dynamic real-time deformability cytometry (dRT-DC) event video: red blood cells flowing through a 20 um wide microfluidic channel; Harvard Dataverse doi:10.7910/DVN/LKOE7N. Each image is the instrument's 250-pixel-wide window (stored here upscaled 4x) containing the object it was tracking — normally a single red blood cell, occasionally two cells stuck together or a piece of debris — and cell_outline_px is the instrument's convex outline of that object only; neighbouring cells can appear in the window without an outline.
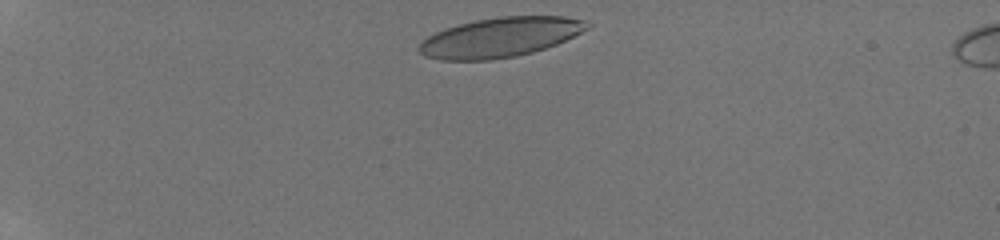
{"species": "human", "species_latin": "Homo sapiens", "temperature_condition": "room temperature", "stored_images_in_passage": 50, "camera_frame_rate_fps": 3000, "um_per_image_px": 0.085, "donor": {"sex": "male"}, "frame": {"image": 1, "passage_image": 2, "time_ms": 0.333, "image_size_px": [1000, 240], "cell_outline_px": [[592, 28], [556, 44], [532, 52], [516, 56], [492, 60], [440, 60], [424, 56], [416, 48], [428, 36], [444, 28], [476, 20], [500, 16], [564, 16], [588, 20], [592, 24]], "centroid_in_image_um": [42.56, 3.16], "position_along_channel_um": 42.4, "area_um2": 39.07}}
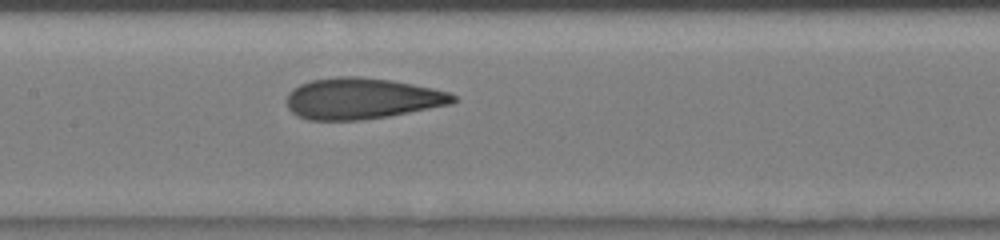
{"frame": {"image": 2, "passage_image": 21, "time_ms": 5.333, "image_size_px": [1000, 240], "cell_outline_px": [[460, 100], [452, 104], [388, 116], [360, 120], [308, 120], [296, 116], [288, 108], [288, 92], [292, 88], [300, 84], [312, 80], [336, 76], [360, 76], [392, 80], [432, 88], [448, 92], [456, 96]], "centroid_in_image_um": [30.76, 8.37], "position_along_channel_um": 176.6, "area_um2": 40.06}}
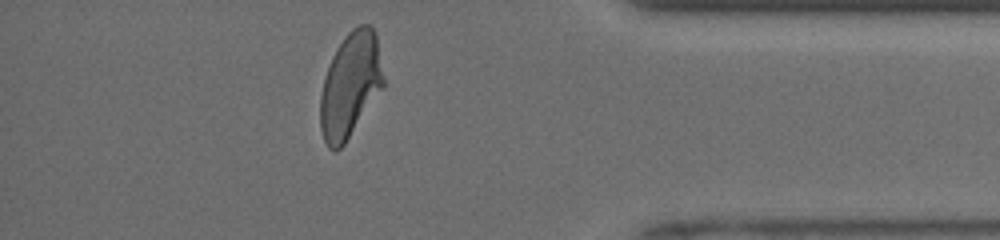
{"frame": {"image": 3, "passage_image": 45, "time_ms": 11.333, "image_size_px": [1000, 240], "cell_outline_px": [[384, 84], [344, 144], [336, 152], [328, 148], [324, 140], [320, 128], [320, 96], [324, 80], [332, 56], [336, 48], [344, 36], [352, 28], [360, 24], [368, 24], [376, 32], [384, 80]], "centroid_in_image_um": [29.75, 7.21], "position_along_channel_um": 405.4, "area_um2": 38.21}, "authors_computed_cell_mechanics": {"area_um2": 39.593, "velocity_mm_per_s": 4.1335, "shape_relaxation_time_tau1_ms": 4.9271, "shape_relaxation_time_tau2_ms": 0.9624, "deformation_change_tau1": 0.1953, "deformation_change_tau2": 0.0778}}